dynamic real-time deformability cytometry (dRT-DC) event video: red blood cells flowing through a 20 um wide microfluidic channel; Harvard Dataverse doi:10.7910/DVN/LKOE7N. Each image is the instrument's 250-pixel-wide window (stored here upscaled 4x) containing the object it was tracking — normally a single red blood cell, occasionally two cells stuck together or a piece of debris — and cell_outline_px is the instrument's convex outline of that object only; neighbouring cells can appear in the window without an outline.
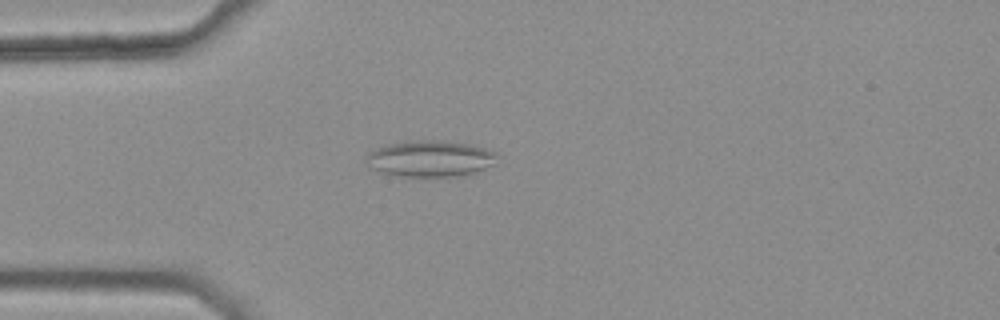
{"species": "common noctule bat (a hibernating species)", "species_latin": "Nyctalus noctula", "temperature_condition": "warm", "stored_images_in_passage": 46, "camera_frame_rate_fps": 3000, "um_per_image_px": 0.085, "animal": {"sex": "female", "body_mass_g": 25.1}, "frame": {"image": 1, "passage_image": 14, "time_ms": 4.333, "image_size_px": [1000, 320], "cell_outline_px": [[496, 164], [472, 172], [456, 176], [400, 176], [380, 172], [368, 168], [364, 156], [368, 152], [376, 148], [388, 144], [420, 140], [440, 140], [468, 144], [484, 148], [496, 152]], "centroid_in_image_um": [36.5, 13.48], "position_along_channel_um": 48.5, "area_um2": 27.57}}
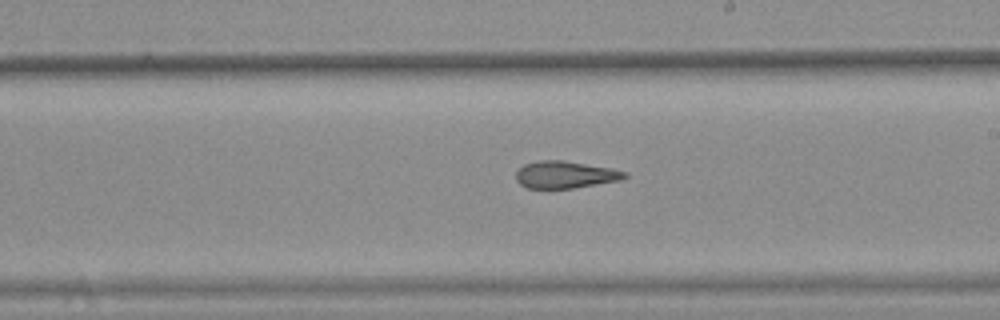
{"frame": {"image": 2, "passage_image": 30, "time_ms": 9.667, "image_size_px": [1000, 320], "cell_outline_px": [[628, 176], [620, 180], [572, 188], [528, 188], [520, 184], [516, 180], [516, 172], [524, 164], [540, 160], [564, 160], [608, 168], [628, 172]], "centroid_in_image_um": [48.02, 14.84], "position_along_channel_um": 241.0, "area_um2": 16.99}}
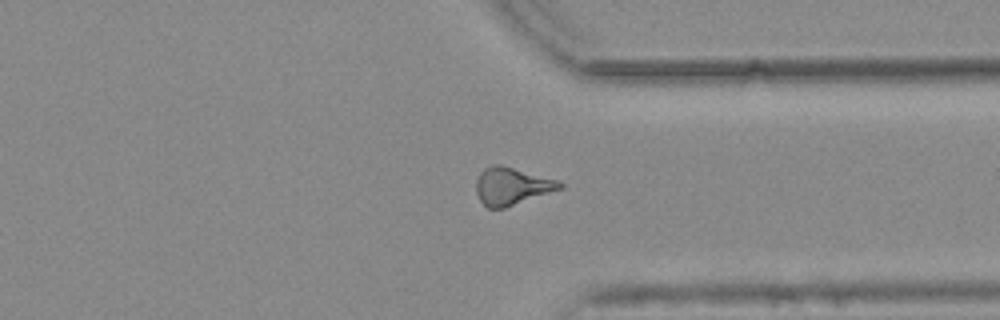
{"frame": {"image": 3, "passage_image": 40, "time_ms": 13.0, "image_size_px": [1000, 320], "cell_outline_px": [[564, 188], [504, 208], [488, 208], [480, 200], [476, 192], [476, 180], [480, 172], [484, 168], [492, 164], [500, 164], [556, 180], [564, 184]], "centroid_in_image_um": [43.48, 15.82], "position_along_channel_um": 367.9, "area_um2": 18.15}, "authors_computed_cell_mechanics": {"area_um2": 18.207, "velocity_mm_per_s": 3.8292, "shape_relaxation_time_tau1_ms": null, "shape_relaxation_time_tau2_ms": 4.3469, "deformation_change_tau1": null, "deformation_change_tau2": 0.1504}}